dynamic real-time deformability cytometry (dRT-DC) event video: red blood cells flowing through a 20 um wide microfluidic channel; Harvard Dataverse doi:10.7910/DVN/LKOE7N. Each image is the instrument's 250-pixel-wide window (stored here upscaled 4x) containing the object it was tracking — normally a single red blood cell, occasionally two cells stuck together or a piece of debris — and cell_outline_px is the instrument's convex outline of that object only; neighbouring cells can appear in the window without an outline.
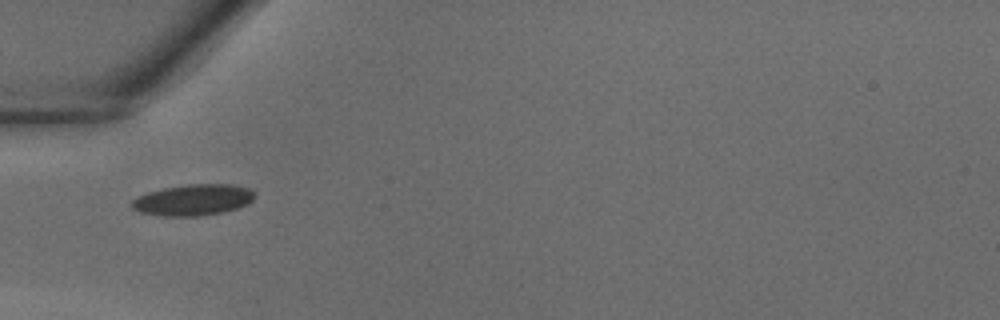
{"species": "common noctule bat (a hibernating species)", "species_latin": "Nyctalus noctula", "temperature_condition": "warm", "stored_images_in_passage": 28, "camera_frame_rate_fps": 3000, "um_per_image_px": 0.085, "animal": {"sex": "male", "body_mass_g": 18.8}, "frame": {"image": 1, "passage_image": 1, "time_ms": 0.0, "image_size_px": [1000, 320], "cell_outline_px": [[252, 200], [248, 204], [236, 208], [220, 212], [200, 216], [160, 216], [136, 212], [128, 204], [132, 200], [148, 192], [164, 188], [188, 184], [236, 184], [248, 188], [252, 192]], "centroid_in_image_um": [16.35, 17.0], "position_along_channel_um": 68.7, "area_um2": 22.31}}
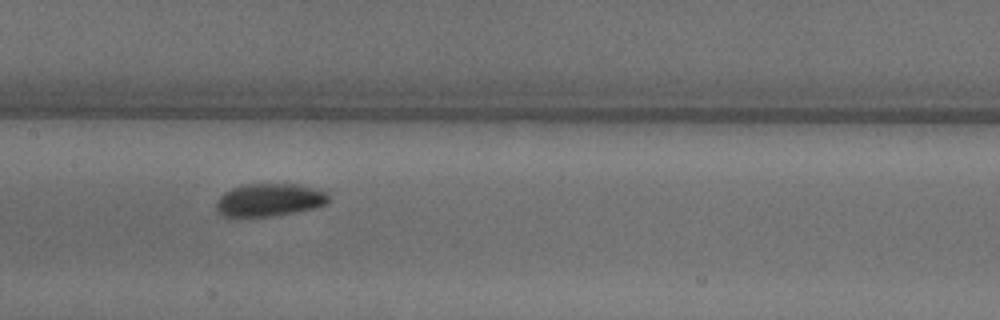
{"frame": {"image": 2, "passage_image": 8, "time_ms": 2.333, "image_size_px": [1000, 320], "cell_outline_px": [[328, 200], [324, 204], [312, 208], [272, 216], [224, 216], [216, 212], [216, 200], [224, 192], [232, 188], [248, 184], [296, 184], [328, 192]], "centroid_in_image_um": [22.84, 16.99], "position_along_channel_um": 184.6, "area_um2": 21.15}}
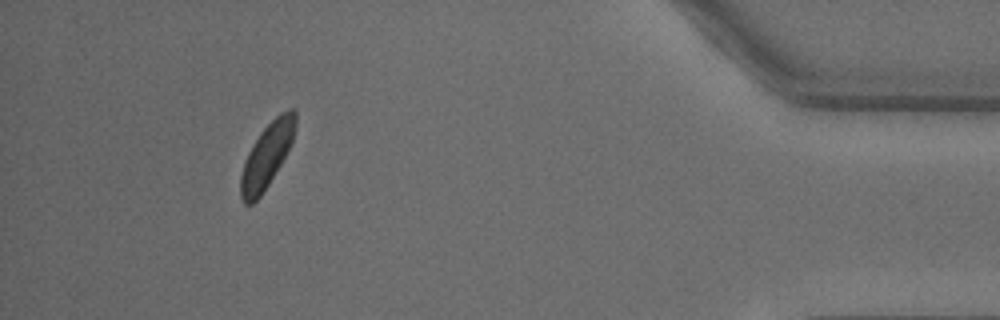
{"frame": {"image": 3, "passage_image": 25, "time_ms": 8.0, "image_size_px": [1000, 320], "cell_outline_px": [[296, 124], [292, 140], [280, 164], [268, 184], [260, 196], [252, 204], [244, 204], [240, 196], [240, 176], [244, 160], [252, 144], [260, 132], [280, 112], [288, 108], [292, 108], [296, 112]], "centroid_in_image_um": [22.65, 13.21], "position_along_channel_um": 412.5, "area_um2": 20.29}}